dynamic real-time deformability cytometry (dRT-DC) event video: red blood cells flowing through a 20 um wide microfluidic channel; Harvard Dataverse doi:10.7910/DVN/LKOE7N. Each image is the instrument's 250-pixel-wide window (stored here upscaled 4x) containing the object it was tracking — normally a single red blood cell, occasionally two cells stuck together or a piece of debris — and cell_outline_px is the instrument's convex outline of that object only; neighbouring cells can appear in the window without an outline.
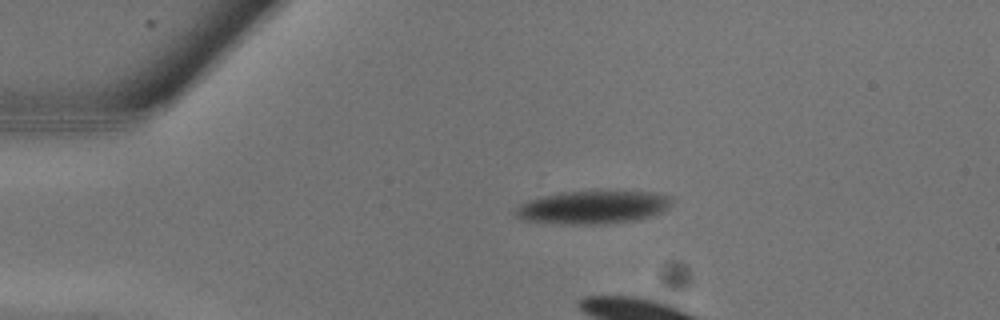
{"species": "common noctule bat (a hibernating species)", "species_latin": "Nyctalus noctula", "temperature_condition": "warm", "stored_images_in_passage": 10, "camera_frame_rate_fps": 3000, "um_per_image_px": 0.085, "animal": {"sex": "male", "body_mass_g": 13.3}, "frame": {"image": 1, "passage_image": 5, "time_ms": 1.333, "image_size_px": [1000, 320], "cell_outline_px": [[668, 208], [660, 212], [636, 220], [608, 224], [564, 224], [520, 220], [516, 216], [516, 208], [520, 204], [528, 200], [540, 196], [564, 192], [652, 192], [668, 196]], "centroid_in_image_um": [50.31, 17.63], "position_along_channel_um": 34.7, "area_um2": 29.65}}
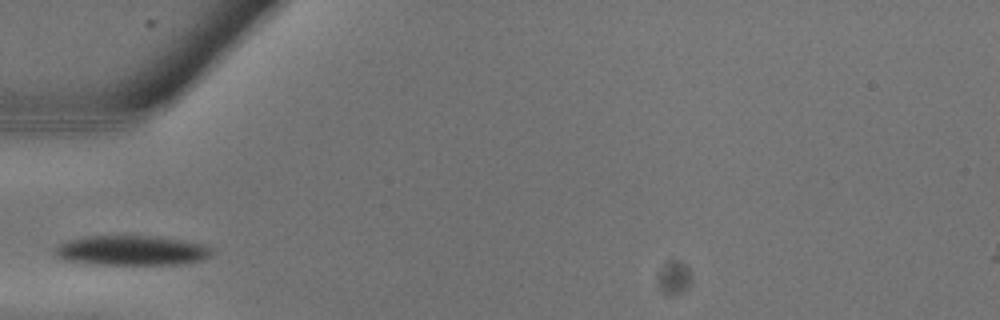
{"frame": {"image": 2, "passage_image": 9, "time_ms": 2.667, "image_size_px": [1000, 320], "cell_outline_px": [[212, 256], [200, 260], [176, 264], [96, 264], [68, 260], [56, 256], [52, 248], [64, 240], [88, 236], [160, 236], [208, 244], [212, 248]], "centroid_in_image_um": [11.2, 21.27], "position_along_channel_um": 73.8, "area_um2": 27.51}}